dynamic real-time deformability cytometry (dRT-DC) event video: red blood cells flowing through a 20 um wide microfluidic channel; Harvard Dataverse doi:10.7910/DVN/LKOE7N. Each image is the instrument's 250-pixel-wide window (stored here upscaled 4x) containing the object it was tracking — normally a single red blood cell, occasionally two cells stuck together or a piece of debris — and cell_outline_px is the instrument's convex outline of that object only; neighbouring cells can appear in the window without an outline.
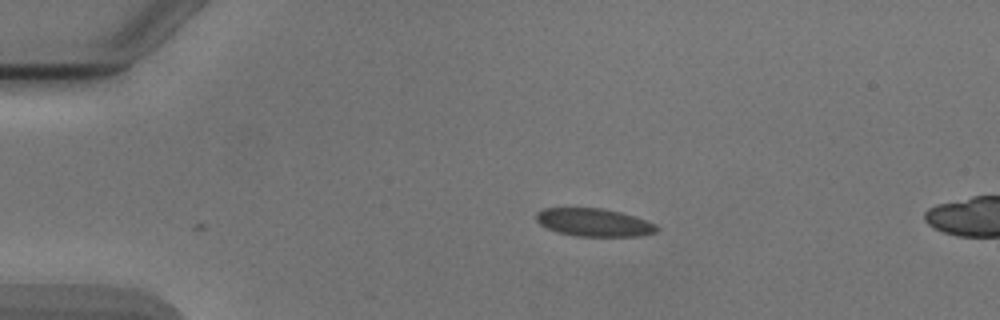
{"species": "Egyptian fruit bat (a non-hibernating species)", "species_latin": "Rousettus aegyptiacus", "temperature_condition": "cold", "stored_images_in_passage": 4, "camera_frame_rate_fps": 3000, "um_per_image_px": 0.085, "animal": {"sex": "male"}, "frame": {"image": 1, "passage_image": 1, "time_ms": 0.0, "image_size_px": [1000, 320], "cell_outline_px": [[660, 228], [656, 232], [640, 236], [576, 236], [556, 232], [540, 224], [536, 220], [536, 212], [544, 208], [600, 208], [620, 212], [656, 224]], "centroid_in_image_um": [50.47, 18.91], "position_along_channel_um": 34.5, "area_um2": 19.54}}